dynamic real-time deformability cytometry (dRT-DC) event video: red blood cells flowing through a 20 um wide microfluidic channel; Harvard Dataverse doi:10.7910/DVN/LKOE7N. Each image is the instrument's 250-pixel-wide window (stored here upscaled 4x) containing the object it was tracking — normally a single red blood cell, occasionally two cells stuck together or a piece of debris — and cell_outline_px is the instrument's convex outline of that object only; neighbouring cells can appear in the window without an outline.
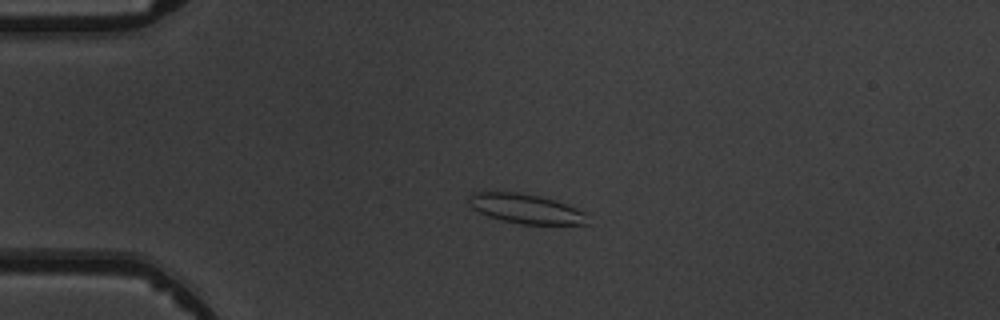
{"species": "common noctule bat (a hibernating species)", "species_latin": "Nyctalus noctula", "temperature_condition": "warm", "stored_images_in_passage": 6, "camera_frame_rate_fps": 3000, "um_per_image_px": 0.085, "animal": {"sex": "male", "body_mass_g": 19.5, "forearm_length_mm": 54.6}, "frame": {"image": 1, "passage_image": 4, "time_ms": 3.333, "image_size_px": [1000, 320], "cell_outline_px": [[588, 224], [520, 224], [500, 220], [488, 216], [472, 208], [468, 204], [468, 196], [472, 192], [516, 192], [540, 196], [556, 200], [576, 208], [584, 212]], "centroid_in_image_um": [44.65, 17.73], "position_along_channel_um": 40.4, "area_um2": 20.4}}